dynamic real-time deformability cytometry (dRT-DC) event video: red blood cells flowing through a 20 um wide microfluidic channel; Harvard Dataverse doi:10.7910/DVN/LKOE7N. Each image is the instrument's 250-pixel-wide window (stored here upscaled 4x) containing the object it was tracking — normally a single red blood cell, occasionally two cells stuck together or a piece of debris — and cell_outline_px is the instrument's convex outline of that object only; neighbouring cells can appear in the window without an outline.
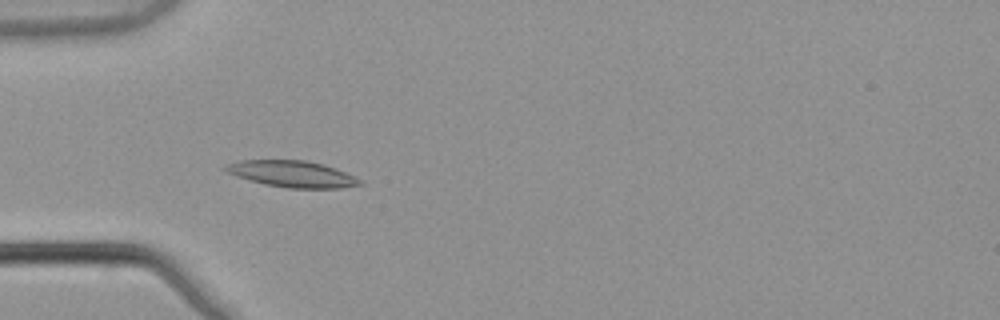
{"species": "common noctule bat (a hibernating species)", "species_latin": "Nyctalus noctula", "temperature_condition": "warm", "stored_images_in_passage": 5, "camera_frame_rate_fps": 3000, "um_per_image_px": 0.085, "animal": {"sex": "male", "body_mass_g": 21.5, "forearm_length_mm": 52.0}, "frame": {"image": 1, "passage_image": 4, "time_ms": 1.0, "image_size_px": [1000, 320], "cell_outline_px": [[364, 184], [344, 188], [288, 188], [264, 184], [236, 176], [228, 172], [224, 168], [228, 164], [240, 160], [304, 160], [324, 164], [336, 168], [360, 180]], "centroid_in_image_um": [24.86, 14.79], "position_along_channel_um": 60.1, "area_um2": 20.52}}
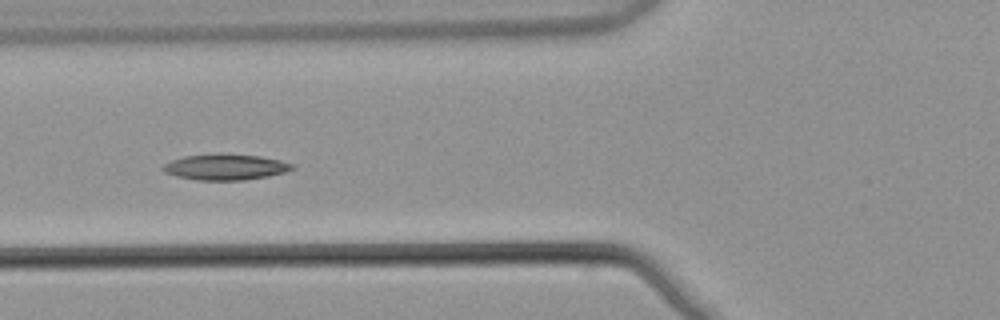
{"frame": {"image": 2, "passage_image": 5, "time_ms": 1.333, "image_size_px": [1000, 320], "cell_outline_px": [[296, 168], [284, 172], [268, 176], [244, 180], [196, 180], [176, 176], [164, 172], [160, 168], [164, 164], [172, 160], [184, 156], [260, 156], [280, 160], [296, 164]], "centroid_in_image_um": [19.19, 14.24], "position_along_channel_um": 106.6, "area_um2": 18.79}}